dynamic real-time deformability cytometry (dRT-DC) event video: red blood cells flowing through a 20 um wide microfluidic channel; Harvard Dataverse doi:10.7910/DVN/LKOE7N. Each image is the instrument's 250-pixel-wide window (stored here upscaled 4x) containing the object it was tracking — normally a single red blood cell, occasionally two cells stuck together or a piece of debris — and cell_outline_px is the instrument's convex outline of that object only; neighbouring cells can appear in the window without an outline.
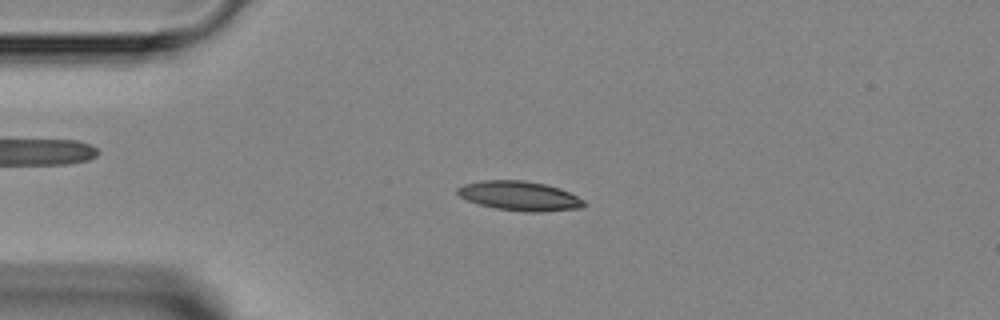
{"species": "Egyptian fruit bat (a non-hibernating species)", "species_latin": "Rousettus aegyptiacus", "temperature_condition": "room temperature", "stored_images_in_passage": 6, "camera_frame_rate_fps": 3000, "um_per_image_px": 0.085, "animal": {"sex": "female"}, "frame": {"image": 1, "passage_image": 3, "time_ms": 2.333, "image_size_px": [1000, 320], "cell_outline_px": [[588, 204], [584, 208], [540, 212], [524, 212], [496, 208], [480, 204], [468, 200], [460, 196], [456, 192], [456, 188], [464, 184], [484, 180], [524, 180], [544, 184], [560, 188], [584, 200]], "centroid_in_image_um": [44.2, 16.66], "position_along_channel_um": 40.8, "area_um2": 21.73}}
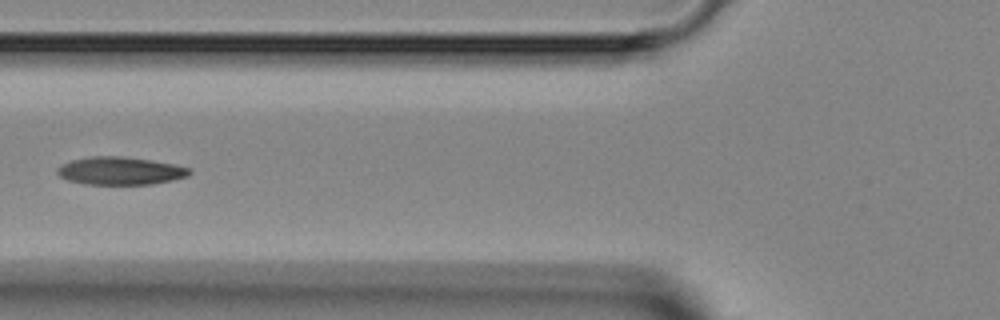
{"frame": {"image": 2, "passage_image": 5, "time_ms": 4.667, "image_size_px": [1000, 320], "cell_outline_px": [[192, 172], [188, 176], [172, 180], [152, 184], [84, 184], [68, 180], [60, 176], [56, 172], [56, 168], [72, 160], [92, 156], [120, 156], [176, 164], [192, 168]], "centroid_in_image_um": [10.25, 14.52], "position_along_channel_um": 115.5, "area_um2": 21.39}}
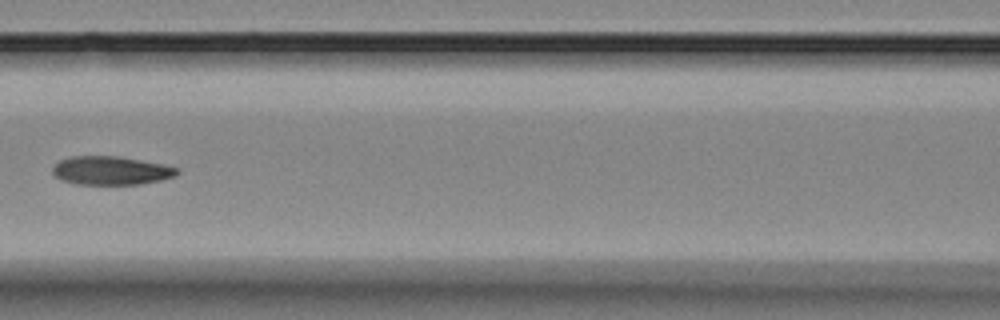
{"frame": {"image": 3, "passage_image": 6, "time_ms": 5.667, "image_size_px": [1000, 320], "cell_outline_px": [[180, 172], [176, 176], [160, 180], [140, 184], [76, 184], [60, 180], [52, 172], [52, 168], [60, 160], [72, 156], [116, 156], [140, 160], [180, 168]], "centroid_in_image_um": [9.43, 14.5], "position_along_channel_um": 157.2, "area_um2": 20.63}}